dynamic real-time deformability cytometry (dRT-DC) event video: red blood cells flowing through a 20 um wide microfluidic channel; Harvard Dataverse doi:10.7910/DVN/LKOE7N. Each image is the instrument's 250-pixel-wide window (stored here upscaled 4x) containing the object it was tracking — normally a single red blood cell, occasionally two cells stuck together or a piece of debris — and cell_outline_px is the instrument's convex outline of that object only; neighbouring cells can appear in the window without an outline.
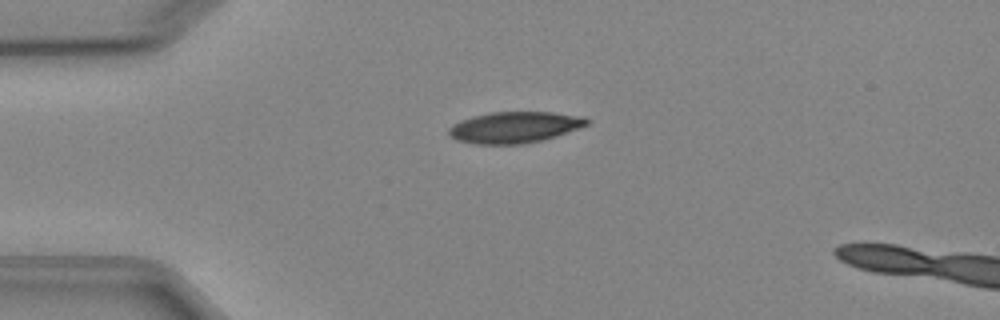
{"species": "Egyptian fruit bat (a non-hibernating species)", "species_latin": "Rousettus aegyptiacus", "temperature_condition": "cold", "stored_images_in_passage": 4, "camera_frame_rate_fps": 3000, "um_per_image_px": 0.085, "animal": {"sex": "female"}, "frame": {"image": 1, "passage_image": 3, "time_ms": 3.333, "image_size_px": [1000, 320], "cell_outline_px": [[592, 120], [588, 124], [580, 128], [556, 136], [524, 144], [476, 144], [456, 140], [448, 132], [448, 128], [452, 124], [460, 120], [472, 116], [488, 112], [552, 112], [584, 116]], "centroid_in_image_um": [43.75, 10.81], "position_along_channel_um": 41.2, "area_um2": 25.32}}